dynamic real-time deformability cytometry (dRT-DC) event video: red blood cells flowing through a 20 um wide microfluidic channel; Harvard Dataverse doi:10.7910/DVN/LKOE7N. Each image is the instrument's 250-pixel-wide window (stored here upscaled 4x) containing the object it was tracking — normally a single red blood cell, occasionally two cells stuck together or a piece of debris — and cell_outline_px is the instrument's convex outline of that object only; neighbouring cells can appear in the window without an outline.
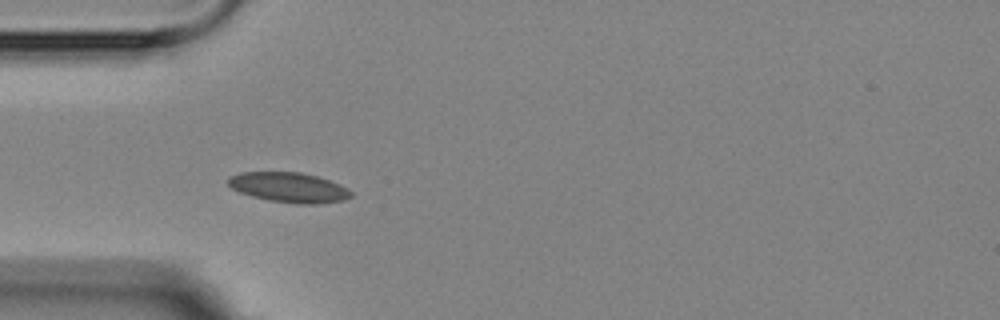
{"species": "Egyptian fruit bat (a non-hibernating species)", "species_latin": "Rousettus aegyptiacus", "temperature_condition": "room temperature", "stored_images_in_passage": 5, "camera_frame_rate_fps": 3000, "um_per_image_px": 0.085, "animal": {"sex": "female"}, "frame": {"image": 1, "passage_image": 4, "time_ms": 3.333, "image_size_px": [1000, 320], "cell_outline_px": [[352, 196], [344, 200], [316, 204], [296, 204], [268, 200], [252, 196], [240, 192], [232, 188], [228, 184], [228, 176], [240, 172], [300, 172], [316, 176], [340, 184], [348, 188], [352, 192]], "centroid_in_image_um": [24.56, 15.93], "position_along_channel_um": 60.4, "area_um2": 21.5}}
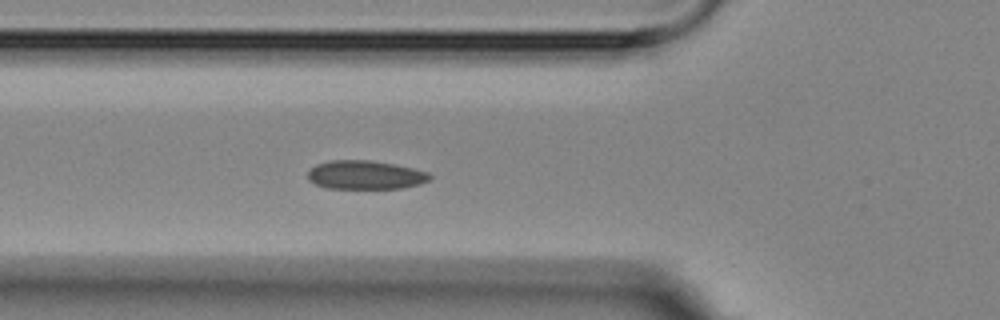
{"frame": {"image": 2, "passage_image": 5, "time_ms": 4.333, "image_size_px": [1000, 320], "cell_outline_px": [[432, 176], [428, 180], [420, 184], [404, 188], [328, 188], [316, 184], [308, 180], [308, 172], [316, 164], [328, 160], [372, 160], [412, 168], [428, 172]], "centroid_in_image_um": [31.04, 14.86], "position_along_channel_um": 94.8, "area_um2": 20.35}}